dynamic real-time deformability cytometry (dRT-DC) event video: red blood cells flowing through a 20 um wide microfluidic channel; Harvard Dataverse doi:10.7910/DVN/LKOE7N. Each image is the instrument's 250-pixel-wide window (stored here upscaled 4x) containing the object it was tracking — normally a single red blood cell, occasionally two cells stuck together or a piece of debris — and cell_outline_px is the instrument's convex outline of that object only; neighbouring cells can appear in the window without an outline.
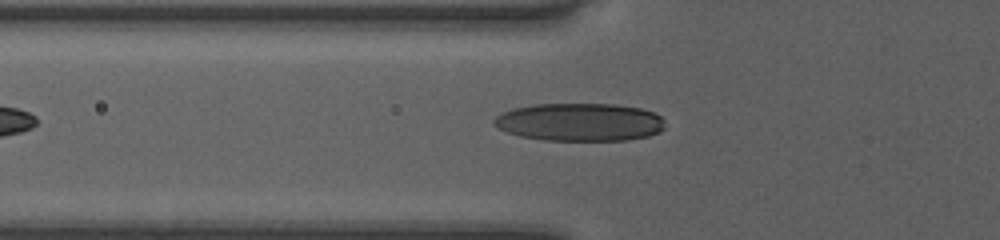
{"species": "human", "species_latin": "Homo sapiens", "temperature_condition": "room temperature", "stored_images_in_passage": 31, "camera_frame_rate_fps": 3000, "um_per_image_px": 0.085, "donor": {"sex": "female"}, "frame": {"image": 1, "passage_image": 2, "time_ms": 0.333, "image_size_px": [1000, 240], "cell_outline_px": [[664, 128], [660, 132], [648, 136], [628, 140], [544, 140], [520, 136], [508, 132], [492, 124], [492, 120], [500, 112], [512, 108], [532, 104], [616, 104], [640, 108], [656, 112], [664, 120]], "centroid_in_image_um": [49.27, 10.37], "position_along_channel_um": 76.5, "area_um2": 38.15}}
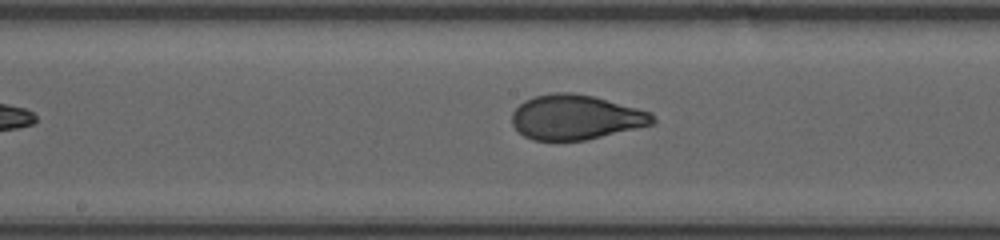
{"frame": {"image": 2, "passage_image": 11, "time_ms": 3.333, "image_size_px": [1000, 240], "cell_outline_px": [[656, 124], [584, 140], [532, 140], [524, 136], [512, 124], [512, 112], [524, 100], [536, 96], [552, 92], [572, 92], [592, 96], [652, 112], [656, 116]], "centroid_in_image_um": [48.96, 9.96], "position_along_channel_um": 199.2, "area_um2": 36.7}}
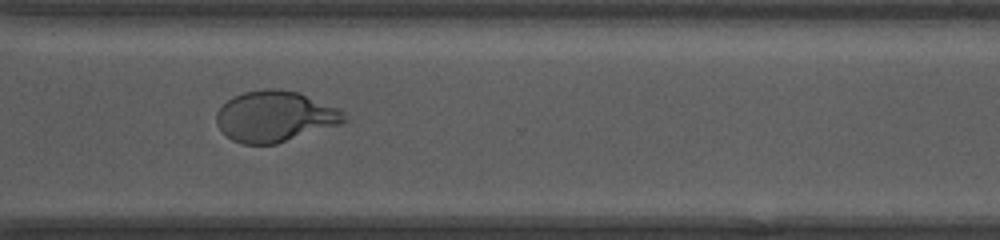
{"frame": {"image": 3, "passage_image": 22, "time_ms": 7.0, "image_size_px": [1000, 240], "cell_outline_px": [[348, 120], [344, 124], [276, 144], [244, 144], [232, 140], [216, 124], [216, 112], [232, 96], [244, 92], [264, 88], [276, 88], [300, 92], [336, 108], [344, 112]], "centroid_in_image_um": [23.4, 9.89], "position_along_channel_um": 347.2, "area_um2": 38.09}, "authors_computed_cell_mechanics": {"area_um2": 37.2232, "velocity_mm_per_s": 4.0511, "shape_relaxation_time_tau1_ms": 4.5618, "shape_relaxation_time_tau2_ms": null, "deformation_change_tau1": 0.1848, "deformation_change_tau2": null}}